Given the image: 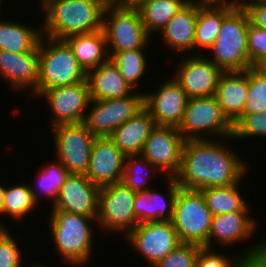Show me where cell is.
<instances>
[{
  "instance_id": "25",
  "label": "cell",
  "mask_w": 266,
  "mask_h": 267,
  "mask_svg": "<svg viewBox=\"0 0 266 267\" xmlns=\"http://www.w3.org/2000/svg\"><path fill=\"white\" fill-rule=\"evenodd\" d=\"M156 126L150 112L143 107L109 136L125 155H140L143 146Z\"/></svg>"
},
{
  "instance_id": "4",
  "label": "cell",
  "mask_w": 266,
  "mask_h": 267,
  "mask_svg": "<svg viewBox=\"0 0 266 267\" xmlns=\"http://www.w3.org/2000/svg\"><path fill=\"white\" fill-rule=\"evenodd\" d=\"M249 18L241 5L223 4V20L216 41L206 56L223 72L251 68L248 54Z\"/></svg>"
},
{
  "instance_id": "47",
  "label": "cell",
  "mask_w": 266,
  "mask_h": 267,
  "mask_svg": "<svg viewBox=\"0 0 266 267\" xmlns=\"http://www.w3.org/2000/svg\"><path fill=\"white\" fill-rule=\"evenodd\" d=\"M247 0H231L232 5H242Z\"/></svg>"
},
{
  "instance_id": "43",
  "label": "cell",
  "mask_w": 266,
  "mask_h": 267,
  "mask_svg": "<svg viewBox=\"0 0 266 267\" xmlns=\"http://www.w3.org/2000/svg\"><path fill=\"white\" fill-rule=\"evenodd\" d=\"M252 68L260 75L266 77V57L259 59Z\"/></svg>"
},
{
  "instance_id": "44",
  "label": "cell",
  "mask_w": 266,
  "mask_h": 267,
  "mask_svg": "<svg viewBox=\"0 0 266 267\" xmlns=\"http://www.w3.org/2000/svg\"><path fill=\"white\" fill-rule=\"evenodd\" d=\"M114 1L123 6L136 7L144 0H114Z\"/></svg>"
},
{
  "instance_id": "38",
  "label": "cell",
  "mask_w": 266,
  "mask_h": 267,
  "mask_svg": "<svg viewBox=\"0 0 266 267\" xmlns=\"http://www.w3.org/2000/svg\"><path fill=\"white\" fill-rule=\"evenodd\" d=\"M201 246L181 243L153 267H195Z\"/></svg>"
},
{
  "instance_id": "2",
  "label": "cell",
  "mask_w": 266,
  "mask_h": 267,
  "mask_svg": "<svg viewBox=\"0 0 266 267\" xmlns=\"http://www.w3.org/2000/svg\"><path fill=\"white\" fill-rule=\"evenodd\" d=\"M111 0H46L40 7L42 35L64 40L75 34L103 29V15Z\"/></svg>"
},
{
  "instance_id": "16",
  "label": "cell",
  "mask_w": 266,
  "mask_h": 267,
  "mask_svg": "<svg viewBox=\"0 0 266 267\" xmlns=\"http://www.w3.org/2000/svg\"><path fill=\"white\" fill-rule=\"evenodd\" d=\"M154 91H144V107L155 124L178 128L189 99L186 92L173 77L165 79Z\"/></svg>"
},
{
  "instance_id": "8",
  "label": "cell",
  "mask_w": 266,
  "mask_h": 267,
  "mask_svg": "<svg viewBox=\"0 0 266 267\" xmlns=\"http://www.w3.org/2000/svg\"><path fill=\"white\" fill-rule=\"evenodd\" d=\"M185 140L232 136L233 124L224 115L215 96L189 98L177 128Z\"/></svg>"
},
{
  "instance_id": "11",
  "label": "cell",
  "mask_w": 266,
  "mask_h": 267,
  "mask_svg": "<svg viewBox=\"0 0 266 267\" xmlns=\"http://www.w3.org/2000/svg\"><path fill=\"white\" fill-rule=\"evenodd\" d=\"M143 107L144 93L141 91L124 98L91 100L83 123L95 137L110 136Z\"/></svg>"
},
{
  "instance_id": "17",
  "label": "cell",
  "mask_w": 266,
  "mask_h": 267,
  "mask_svg": "<svg viewBox=\"0 0 266 267\" xmlns=\"http://www.w3.org/2000/svg\"><path fill=\"white\" fill-rule=\"evenodd\" d=\"M39 69L38 45L26 53L0 50V77L16 94L28 91L29 98L37 97Z\"/></svg>"
},
{
  "instance_id": "51",
  "label": "cell",
  "mask_w": 266,
  "mask_h": 267,
  "mask_svg": "<svg viewBox=\"0 0 266 267\" xmlns=\"http://www.w3.org/2000/svg\"><path fill=\"white\" fill-rule=\"evenodd\" d=\"M1 3H3V0H0V8L2 7V4ZM1 10V9H0Z\"/></svg>"
},
{
  "instance_id": "45",
  "label": "cell",
  "mask_w": 266,
  "mask_h": 267,
  "mask_svg": "<svg viewBox=\"0 0 266 267\" xmlns=\"http://www.w3.org/2000/svg\"><path fill=\"white\" fill-rule=\"evenodd\" d=\"M201 3L231 4V0H198Z\"/></svg>"
},
{
  "instance_id": "33",
  "label": "cell",
  "mask_w": 266,
  "mask_h": 267,
  "mask_svg": "<svg viewBox=\"0 0 266 267\" xmlns=\"http://www.w3.org/2000/svg\"><path fill=\"white\" fill-rule=\"evenodd\" d=\"M146 50L147 48H139L121 52H109L111 61L121 71L126 83L135 91L138 90L139 82H143L141 79H143L148 70Z\"/></svg>"
},
{
  "instance_id": "46",
  "label": "cell",
  "mask_w": 266,
  "mask_h": 267,
  "mask_svg": "<svg viewBox=\"0 0 266 267\" xmlns=\"http://www.w3.org/2000/svg\"><path fill=\"white\" fill-rule=\"evenodd\" d=\"M2 184H0V213L2 210L3 199H4V195H5V185H4V183H2Z\"/></svg>"
},
{
  "instance_id": "35",
  "label": "cell",
  "mask_w": 266,
  "mask_h": 267,
  "mask_svg": "<svg viewBox=\"0 0 266 267\" xmlns=\"http://www.w3.org/2000/svg\"><path fill=\"white\" fill-rule=\"evenodd\" d=\"M263 236L262 241H259V243L256 241L255 245L251 244L252 246L249 245L248 248H243L245 250L239 251L235 256L231 255L228 257L227 253L224 255L218 249L216 251L215 249L201 247L197 255L195 267H240L242 257L257 254L266 249V235Z\"/></svg>"
},
{
  "instance_id": "31",
  "label": "cell",
  "mask_w": 266,
  "mask_h": 267,
  "mask_svg": "<svg viewBox=\"0 0 266 267\" xmlns=\"http://www.w3.org/2000/svg\"><path fill=\"white\" fill-rule=\"evenodd\" d=\"M240 185L241 181L227 187L200 190L213 216L242 211L249 204L239 191Z\"/></svg>"
},
{
  "instance_id": "9",
  "label": "cell",
  "mask_w": 266,
  "mask_h": 267,
  "mask_svg": "<svg viewBox=\"0 0 266 267\" xmlns=\"http://www.w3.org/2000/svg\"><path fill=\"white\" fill-rule=\"evenodd\" d=\"M136 192L123 182L100 187L97 228L125 237L139 223L134 214Z\"/></svg>"
},
{
  "instance_id": "14",
  "label": "cell",
  "mask_w": 266,
  "mask_h": 267,
  "mask_svg": "<svg viewBox=\"0 0 266 267\" xmlns=\"http://www.w3.org/2000/svg\"><path fill=\"white\" fill-rule=\"evenodd\" d=\"M51 110L50 128L62 124L82 123L91 98L87 79L80 83L45 90L39 98Z\"/></svg>"
},
{
  "instance_id": "41",
  "label": "cell",
  "mask_w": 266,
  "mask_h": 267,
  "mask_svg": "<svg viewBox=\"0 0 266 267\" xmlns=\"http://www.w3.org/2000/svg\"><path fill=\"white\" fill-rule=\"evenodd\" d=\"M249 18L251 25L266 29V2L263 0H247L241 5Z\"/></svg>"
},
{
  "instance_id": "30",
  "label": "cell",
  "mask_w": 266,
  "mask_h": 267,
  "mask_svg": "<svg viewBox=\"0 0 266 267\" xmlns=\"http://www.w3.org/2000/svg\"><path fill=\"white\" fill-rule=\"evenodd\" d=\"M46 164V166L43 164L44 166L40 168L37 173L38 176L36 178H38V180L35 181V183L37 182V185L32 184V182L28 184L33 194V198L38 205L42 198L41 196L44 195L43 197L46 196L51 199V206H53L69 172L56 158L54 162L52 161Z\"/></svg>"
},
{
  "instance_id": "7",
  "label": "cell",
  "mask_w": 266,
  "mask_h": 267,
  "mask_svg": "<svg viewBox=\"0 0 266 267\" xmlns=\"http://www.w3.org/2000/svg\"><path fill=\"white\" fill-rule=\"evenodd\" d=\"M212 217L200 190L178 189L172 223L181 243L208 248Z\"/></svg>"
},
{
  "instance_id": "39",
  "label": "cell",
  "mask_w": 266,
  "mask_h": 267,
  "mask_svg": "<svg viewBox=\"0 0 266 267\" xmlns=\"http://www.w3.org/2000/svg\"><path fill=\"white\" fill-rule=\"evenodd\" d=\"M8 230L6 227L0 233V267H23L20 243L15 239L17 237H13V233Z\"/></svg>"
},
{
  "instance_id": "5",
  "label": "cell",
  "mask_w": 266,
  "mask_h": 267,
  "mask_svg": "<svg viewBox=\"0 0 266 267\" xmlns=\"http://www.w3.org/2000/svg\"><path fill=\"white\" fill-rule=\"evenodd\" d=\"M38 49L40 69L35 100L45 90L80 83L86 79V72L64 40L51 39L42 35Z\"/></svg>"
},
{
  "instance_id": "20",
  "label": "cell",
  "mask_w": 266,
  "mask_h": 267,
  "mask_svg": "<svg viewBox=\"0 0 266 267\" xmlns=\"http://www.w3.org/2000/svg\"><path fill=\"white\" fill-rule=\"evenodd\" d=\"M125 155L109 137H96L85 174L95 185L103 187L122 182Z\"/></svg>"
},
{
  "instance_id": "10",
  "label": "cell",
  "mask_w": 266,
  "mask_h": 267,
  "mask_svg": "<svg viewBox=\"0 0 266 267\" xmlns=\"http://www.w3.org/2000/svg\"><path fill=\"white\" fill-rule=\"evenodd\" d=\"M55 157L69 173L86 174L95 136L85 124H62L51 128Z\"/></svg>"
},
{
  "instance_id": "42",
  "label": "cell",
  "mask_w": 266,
  "mask_h": 267,
  "mask_svg": "<svg viewBox=\"0 0 266 267\" xmlns=\"http://www.w3.org/2000/svg\"><path fill=\"white\" fill-rule=\"evenodd\" d=\"M240 267H266V249L260 253L242 257Z\"/></svg>"
},
{
  "instance_id": "40",
  "label": "cell",
  "mask_w": 266,
  "mask_h": 267,
  "mask_svg": "<svg viewBox=\"0 0 266 267\" xmlns=\"http://www.w3.org/2000/svg\"><path fill=\"white\" fill-rule=\"evenodd\" d=\"M247 42L249 59L253 66L259 59L266 57V29L249 23Z\"/></svg>"
},
{
  "instance_id": "48",
  "label": "cell",
  "mask_w": 266,
  "mask_h": 267,
  "mask_svg": "<svg viewBox=\"0 0 266 267\" xmlns=\"http://www.w3.org/2000/svg\"><path fill=\"white\" fill-rule=\"evenodd\" d=\"M30 267H48V266L46 264L43 266V264L41 265V264L37 263V264H33Z\"/></svg>"
},
{
  "instance_id": "23",
  "label": "cell",
  "mask_w": 266,
  "mask_h": 267,
  "mask_svg": "<svg viewBox=\"0 0 266 267\" xmlns=\"http://www.w3.org/2000/svg\"><path fill=\"white\" fill-rule=\"evenodd\" d=\"M248 92L249 69L223 72L220 76L214 96L232 124L242 116Z\"/></svg>"
},
{
  "instance_id": "27",
  "label": "cell",
  "mask_w": 266,
  "mask_h": 267,
  "mask_svg": "<svg viewBox=\"0 0 266 267\" xmlns=\"http://www.w3.org/2000/svg\"><path fill=\"white\" fill-rule=\"evenodd\" d=\"M39 26L36 29L18 21L0 19V50L14 53L32 51L42 36L41 24Z\"/></svg>"
},
{
  "instance_id": "32",
  "label": "cell",
  "mask_w": 266,
  "mask_h": 267,
  "mask_svg": "<svg viewBox=\"0 0 266 267\" xmlns=\"http://www.w3.org/2000/svg\"><path fill=\"white\" fill-rule=\"evenodd\" d=\"M7 186V187H6ZM38 204L33 198L30 186L28 183L5 185V195L1 213L9 219L20 222L26 218L29 213H33L34 209L38 208Z\"/></svg>"
},
{
  "instance_id": "50",
  "label": "cell",
  "mask_w": 266,
  "mask_h": 267,
  "mask_svg": "<svg viewBox=\"0 0 266 267\" xmlns=\"http://www.w3.org/2000/svg\"><path fill=\"white\" fill-rule=\"evenodd\" d=\"M46 0H39V3H38V5H42L44 2H45Z\"/></svg>"
},
{
  "instance_id": "21",
  "label": "cell",
  "mask_w": 266,
  "mask_h": 267,
  "mask_svg": "<svg viewBox=\"0 0 266 267\" xmlns=\"http://www.w3.org/2000/svg\"><path fill=\"white\" fill-rule=\"evenodd\" d=\"M198 0H190L183 6L158 33L162 38L163 46L173 53L181 54L194 50ZM172 51V52H171ZM175 51V52H174Z\"/></svg>"
},
{
  "instance_id": "1",
  "label": "cell",
  "mask_w": 266,
  "mask_h": 267,
  "mask_svg": "<svg viewBox=\"0 0 266 267\" xmlns=\"http://www.w3.org/2000/svg\"><path fill=\"white\" fill-rule=\"evenodd\" d=\"M227 139H232V136L217 140H185L181 167L174 177L177 184L181 188L201 190L227 187L242 181L249 166L235 150L225 145Z\"/></svg>"
},
{
  "instance_id": "34",
  "label": "cell",
  "mask_w": 266,
  "mask_h": 267,
  "mask_svg": "<svg viewBox=\"0 0 266 267\" xmlns=\"http://www.w3.org/2000/svg\"><path fill=\"white\" fill-rule=\"evenodd\" d=\"M158 172L161 173L142 155H128L124 160L122 182L132 191H147L150 189L149 182Z\"/></svg>"
},
{
  "instance_id": "13",
  "label": "cell",
  "mask_w": 266,
  "mask_h": 267,
  "mask_svg": "<svg viewBox=\"0 0 266 267\" xmlns=\"http://www.w3.org/2000/svg\"><path fill=\"white\" fill-rule=\"evenodd\" d=\"M185 139L176 127L156 125L140 153L165 178H174L181 167Z\"/></svg>"
},
{
  "instance_id": "6",
  "label": "cell",
  "mask_w": 266,
  "mask_h": 267,
  "mask_svg": "<svg viewBox=\"0 0 266 267\" xmlns=\"http://www.w3.org/2000/svg\"><path fill=\"white\" fill-rule=\"evenodd\" d=\"M103 31L106 36L108 52L147 48L152 41L138 9L120 5L114 0H111L105 7Z\"/></svg>"
},
{
  "instance_id": "49",
  "label": "cell",
  "mask_w": 266,
  "mask_h": 267,
  "mask_svg": "<svg viewBox=\"0 0 266 267\" xmlns=\"http://www.w3.org/2000/svg\"><path fill=\"white\" fill-rule=\"evenodd\" d=\"M5 224H2L0 221V233L5 229Z\"/></svg>"
},
{
  "instance_id": "15",
  "label": "cell",
  "mask_w": 266,
  "mask_h": 267,
  "mask_svg": "<svg viewBox=\"0 0 266 267\" xmlns=\"http://www.w3.org/2000/svg\"><path fill=\"white\" fill-rule=\"evenodd\" d=\"M173 78L181 85L189 98L214 96L223 71L206 55L194 52L181 58Z\"/></svg>"
},
{
  "instance_id": "18",
  "label": "cell",
  "mask_w": 266,
  "mask_h": 267,
  "mask_svg": "<svg viewBox=\"0 0 266 267\" xmlns=\"http://www.w3.org/2000/svg\"><path fill=\"white\" fill-rule=\"evenodd\" d=\"M100 187L95 185L85 174L69 173L50 210L98 218Z\"/></svg>"
},
{
  "instance_id": "29",
  "label": "cell",
  "mask_w": 266,
  "mask_h": 267,
  "mask_svg": "<svg viewBox=\"0 0 266 267\" xmlns=\"http://www.w3.org/2000/svg\"><path fill=\"white\" fill-rule=\"evenodd\" d=\"M190 0H144L136 6L147 33L153 37Z\"/></svg>"
},
{
  "instance_id": "19",
  "label": "cell",
  "mask_w": 266,
  "mask_h": 267,
  "mask_svg": "<svg viewBox=\"0 0 266 267\" xmlns=\"http://www.w3.org/2000/svg\"><path fill=\"white\" fill-rule=\"evenodd\" d=\"M249 204L242 211L220 214L212 217L208 248L215 249L214 243L220 247H233L237 243H245L256 234L257 220L252 217ZM249 215V216H248ZM215 240V241H213ZM242 241V242H241ZM235 244V245H233Z\"/></svg>"
},
{
  "instance_id": "37",
  "label": "cell",
  "mask_w": 266,
  "mask_h": 267,
  "mask_svg": "<svg viewBox=\"0 0 266 267\" xmlns=\"http://www.w3.org/2000/svg\"><path fill=\"white\" fill-rule=\"evenodd\" d=\"M266 112V77L249 68V92L242 114Z\"/></svg>"
},
{
  "instance_id": "24",
  "label": "cell",
  "mask_w": 266,
  "mask_h": 267,
  "mask_svg": "<svg viewBox=\"0 0 266 267\" xmlns=\"http://www.w3.org/2000/svg\"><path fill=\"white\" fill-rule=\"evenodd\" d=\"M86 79L91 100L124 98L135 91L126 83L111 59L88 71Z\"/></svg>"
},
{
  "instance_id": "26",
  "label": "cell",
  "mask_w": 266,
  "mask_h": 267,
  "mask_svg": "<svg viewBox=\"0 0 266 267\" xmlns=\"http://www.w3.org/2000/svg\"><path fill=\"white\" fill-rule=\"evenodd\" d=\"M64 41L72 49L76 60L86 73L110 60L103 29L87 34L71 35Z\"/></svg>"
},
{
  "instance_id": "28",
  "label": "cell",
  "mask_w": 266,
  "mask_h": 267,
  "mask_svg": "<svg viewBox=\"0 0 266 267\" xmlns=\"http://www.w3.org/2000/svg\"><path fill=\"white\" fill-rule=\"evenodd\" d=\"M222 20L223 4L201 3L198 1L194 54H200L199 49L202 53L203 51L206 53L212 46L218 36Z\"/></svg>"
},
{
  "instance_id": "12",
  "label": "cell",
  "mask_w": 266,
  "mask_h": 267,
  "mask_svg": "<svg viewBox=\"0 0 266 267\" xmlns=\"http://www.w3.org/2000/svg\"><path fill=\"white\" fill-rule=\"evenodd\" d=\"M124 238L151 267L181 244L172 221L139 223Z\"/></svg>"
},
{
  "instance_id": "22",
  "label": "cell",
  "mask_w": 266,
  "mask_h": 267,
  "mask_svg": "<svg viewBox=\"0 0 266 267\" xmlns=\"http://www.w3.org/2000/svg\"><path fill=\"white\" fill-rule=\"evenodd\" d=\"M164 179L168 188L167 195H162L155 188L136 192L133 208L138 223L172 221L175 199L180 186L175 178L164 177Z\"/></svg>"
},
{
  "instance_id": "36",
  "label": "cell",
  "mask_w": 266,
  "mask_h": 267,
  "mask_svg": "<svg viewBox=\"0 0 266 267\" xmlns=\"http://www.w3.org/2000/svg\"><path fill=\"white\" fill-rule=\"evenodd\" d=\"M255 137H266V112L242 114V116L233 123L232 140ZM246 138V139H245Z\"/></svg>"
},
{
  "instance_id": "3",
  "label": "cell",
  "mask_w": 266,
  "mask_h": 267,
  "mask_svg": "<svg viewBox=\"0 0 266 267\" xmlns=\"http://www.w3.org/2000/svg\"><path fill=\"white\" fill-rule=\"evenodd\" d=\"M48 216V231L52 235L51 240L57 255H61L60 261L74 267L87 266L93 256V226L98 224L97 219L61 210H51Z\"/></svg>"
}]
</instances>
